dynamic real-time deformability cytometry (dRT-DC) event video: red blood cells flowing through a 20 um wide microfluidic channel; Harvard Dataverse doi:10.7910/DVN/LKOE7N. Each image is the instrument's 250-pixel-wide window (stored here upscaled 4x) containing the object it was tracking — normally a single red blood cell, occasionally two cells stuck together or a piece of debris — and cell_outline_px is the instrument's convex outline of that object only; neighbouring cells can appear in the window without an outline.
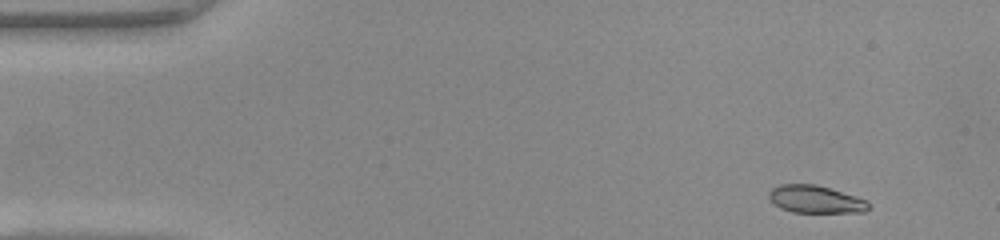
{"species": "common noctule bat (a hibernating species)", "species_latin": "Nyctalus noctula", "temperature_condition": "warm", "stored_images_in_passage": 20, "camera_frame_rate_fps": 3000, "um_per_image_px": 0.085, "animal": {"sex": "female", "body_mass_g": 22.0, "forearm_length_mm": 56.7}, "frame": {"image": 1, "passage_image": 1, "time_ms": 0.0, "image_size_px": [1000, 240], "cell_outline_px": [[868, 208], [864, 212], [792, 212], [780, 208], [768, 196], [768, 192], [772, 188], [780, 184], [816, 184], [868, 200]], "centroid_in_image_um": [69.3, 16.93], "position_along_channel_um": 15.7, "area_um2": 15.84}}
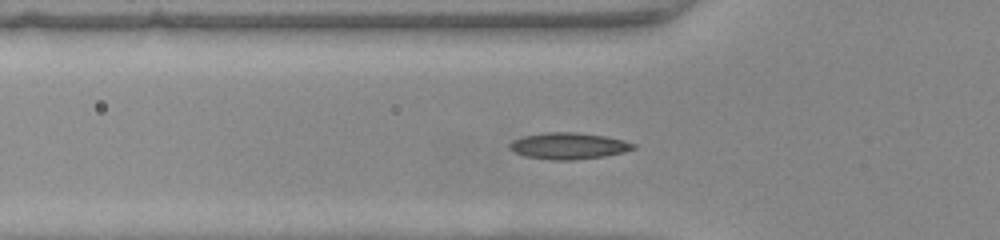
{"frame": {"image": 2, "passage_image": 13, "time_ms": 4.0, "image_size_px": [1000, 240], "cell_outline_px": [[636, 148], [624, 152], [604, 156], [572, 160], [552, 160], [524, 156], [508, 148], [508, 144], [512, 140], [524, 136], [544, 132], [576, 132], [604, 136], [624, 140], [636, 144]], "centroid_in_image_um": [48.32, 12.4], "position_along_channel_um": 77.5, "area_um2": 19.13}}
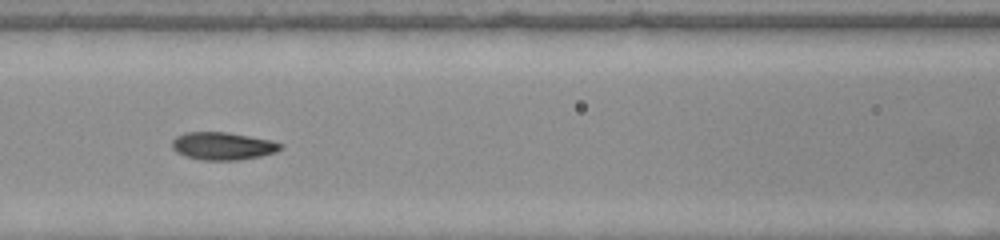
{"frame": {"image": 3, "passage_image": 18, "time_ms": 5.667, "image_size_px": [1000, 240], "cell_outline_px": [[284, 148], [276, 152], [260, 156], [240, 160], [200, 160], [176, 152], [172, 148], [172, 140], [176, 136], [184, 132], [228, 132], [272, 140], [284, 144]], "centroid_in_image_um": [18.97, 12.4], "position_along_channel_um": 147.6, "area_um2": 17.69}}